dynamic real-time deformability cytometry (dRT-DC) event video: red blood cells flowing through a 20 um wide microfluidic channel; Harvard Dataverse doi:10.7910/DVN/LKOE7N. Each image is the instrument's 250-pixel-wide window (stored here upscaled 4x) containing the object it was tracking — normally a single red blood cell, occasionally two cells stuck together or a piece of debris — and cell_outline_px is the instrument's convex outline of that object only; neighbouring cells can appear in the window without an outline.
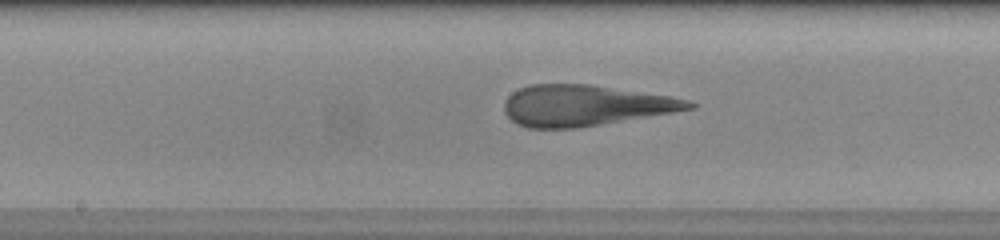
{"species": "human", "species_latin": "Homo sapiens", "temperature_condition": "warm", "stored_images_in_passage": 45, "camera_frame_rate_fps": 3000, "um_per_image_px": 0.085, "donor": {"sex": "female"}, "frame": {"image": 1, "passage_image": 23, "time_ms": 7.333, "image_size_px": [1000, 240], "cell_outline_px": [[696, 108], [576, 128], [528, 128], [516, 124], [504, 112], [504, 100], [512, 92], [528, 84], [588, 84], [672, 96], [692, 100], [696, 104]], "centroid_in_image_um": [49.71, 8.96], "position_along_channel_um": 198.5, "area_um2": 43.99}}
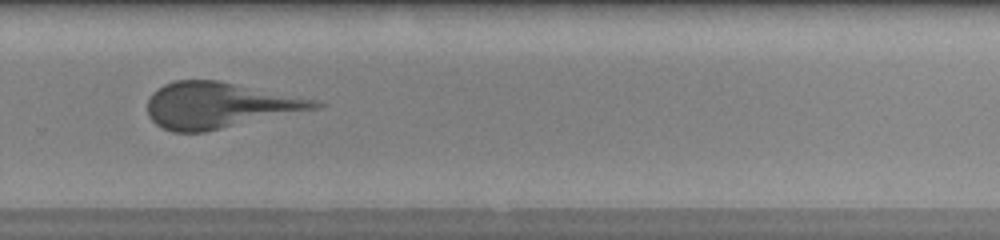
{"frame": {"image": 2, "passage_image": 31, "time_ms": 10.0, "image_size_px": [1000, 240], "cell_outline_px": [[328, 104], [320, 108], [204, 132], [172, 132], [156, 124], [148, 116], [148, 100], [152, 92], [164, 84], [176, 80], [216, 80], [316, 100]], "centroid_in_image_um": [18.62, 8.95], "position_along_channel_um": 311.2, "area_um2": 44.45}}
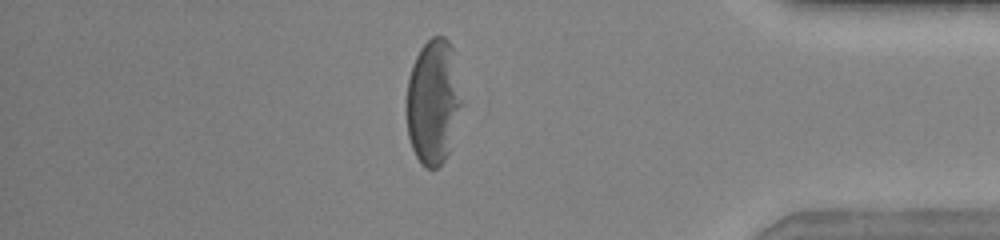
{"frame": {"image": 3, "passage_image": 39, "time_ms": 12.667, "image_size_px": [1000, 240], "cell_outline_px": [[464, 104], [448, 152], [444, 160], [436, 168], [424, 168], [420, 164], [412, 148], [408, 136], [408, 76], [412, 64], [420, 48], [432, 36], [444, 36], [452, 44]], "centroid_in_image_um": [36.86, 8.63], "position_along_channel_um": 398.3, "area_um2": 40.52}}